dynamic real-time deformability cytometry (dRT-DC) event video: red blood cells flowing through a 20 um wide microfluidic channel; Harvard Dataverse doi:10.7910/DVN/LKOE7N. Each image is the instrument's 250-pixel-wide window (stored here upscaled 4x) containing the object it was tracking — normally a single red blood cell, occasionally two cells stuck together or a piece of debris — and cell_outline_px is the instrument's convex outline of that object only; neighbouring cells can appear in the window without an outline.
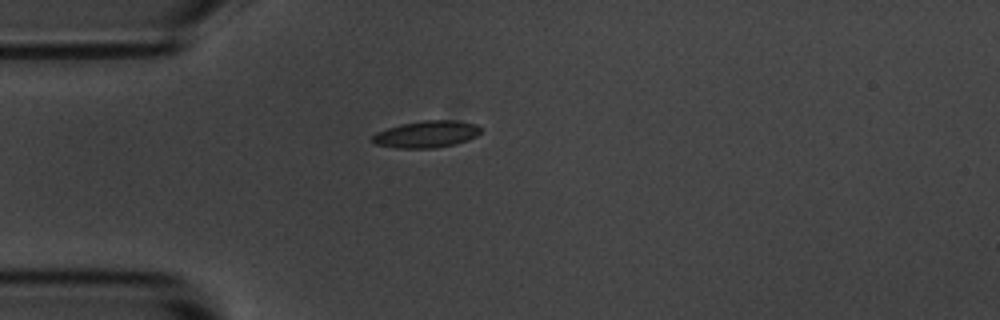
{"species": "common noctule bat (a hibernating species)", "species_latin": "Nyctalus noctula", "temperature_condition": "room temperature", "stored_images_in_passage": 2, "camera_frame_rate_fps": 3000, "um_per_image_px": 0.085, "animal": {"sex": "male", "body_mass_g": 20.1, "forearm_length_mm": 53.5}, "frame": {"image": 1, "passage_image": 1, "time_ms": 0.0, "image_size_px": [1000, 320], "cell_outline_px": [[480, 132], [476, 136], [468, 140], [456, 144], [436, 148], [396, 148], [376, 144], [372, 140], [372, 136], [376, 132], [400, 124], [424, 120], [460, 120], [476, 124], [480, 128]], "centroid_in_image_um": [36.27, 11.4], "position_along_channel_um": 48.7, "area_um2": 17.05}}